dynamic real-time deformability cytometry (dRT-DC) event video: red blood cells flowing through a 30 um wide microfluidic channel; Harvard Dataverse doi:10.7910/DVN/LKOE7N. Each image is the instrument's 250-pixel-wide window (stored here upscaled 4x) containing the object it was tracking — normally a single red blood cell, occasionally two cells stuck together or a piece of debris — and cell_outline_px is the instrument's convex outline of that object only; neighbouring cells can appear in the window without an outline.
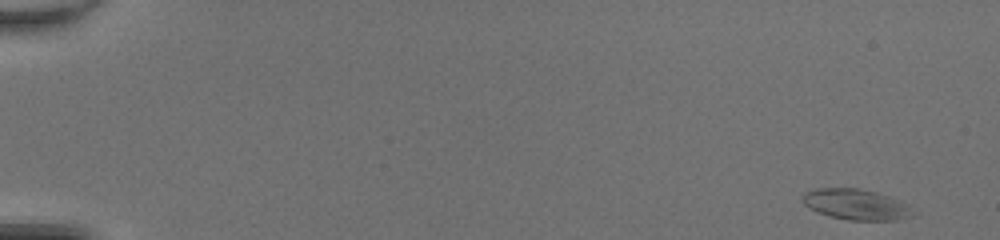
{"species": "common noctule bat (a hibernating species)", "species_latin": "Nyctalus noctula", "temperature_condition": "room temperature", "stored_images_in_passage": 48, "camera_frame_rate_fps": 3000, "um_per_image_px": 0.085, "animal": {"sex": "female", "body_mass_g": 20.0, "forearm_length_mm": 54.0}, "frame": {"image": 1, "passage_image": 1, "time_ms": 0.0, "image_size_px": [1000, 240], "cell_outline_px": [[912, 216], [896, 220], [848, 220], [828, 216], [816, 212], [808, 208], [800, 200], [804, 192], [816, 188], [856, 188], [876, 192], [900, 200], [908, 208]], "centroid_in_image_um": [72.65, 17.37], "position_along_channel_um": 12.4, "area_um2": 19.65}}
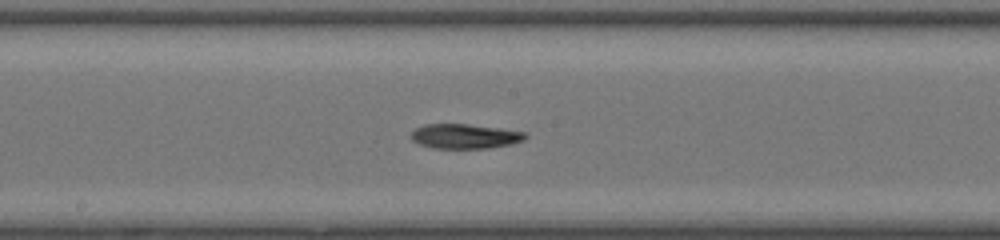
{"frame": {"image": 2, "passage_image": 27, "time_ms": 8.667, "image_size_px": [1000, 240], "cell_outline_px": [[528, 136], [524, 140], [512, 144], [488, 148], [432, 148], [420, 144], [412, 140], [408, 136], [416, 128], [424, 124], [468, 124], [500, 128], [528, 132]], "centroid_in_image_um": [39.53, 11.58], "position_along_channel_um": 208.7, "area_um2": 16.59}}
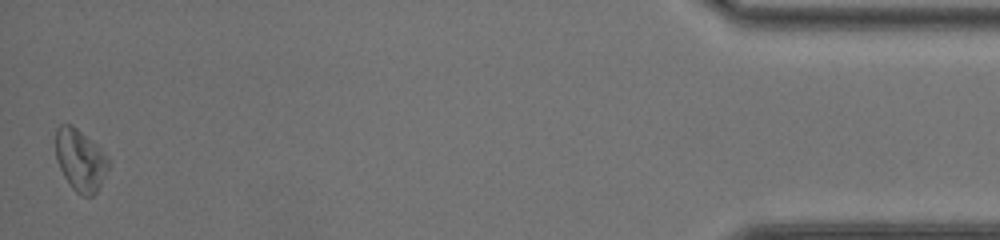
{"frame": {"image": 3, "passage_image": 48, "time_ms": 15.667, "image_size_px": [1000, 240], "cell_outline_px": [[108, 168], [96, 192], [92, 196], [80, 196], [72, 188], [64, 176], [56, 160], [56, 128], [60, 124], [72, 124], [100, 148], [108, 156]], "centroid_in_image_um": [6.81, 13.6], "position_along_channel_um": 428.4, "area_um2": 18.84}, "authors_computed_cell_mechanics": {"area_um2": 17.5134, "velocity_mm_per_s": 4.2792, "shape_relaxation_time_tau1_ms": 3.685, "shape_relaxation_time_tau2_ms": null, "deformation_change_tau1": 0.1651, "deformation_change_tau2": null}}